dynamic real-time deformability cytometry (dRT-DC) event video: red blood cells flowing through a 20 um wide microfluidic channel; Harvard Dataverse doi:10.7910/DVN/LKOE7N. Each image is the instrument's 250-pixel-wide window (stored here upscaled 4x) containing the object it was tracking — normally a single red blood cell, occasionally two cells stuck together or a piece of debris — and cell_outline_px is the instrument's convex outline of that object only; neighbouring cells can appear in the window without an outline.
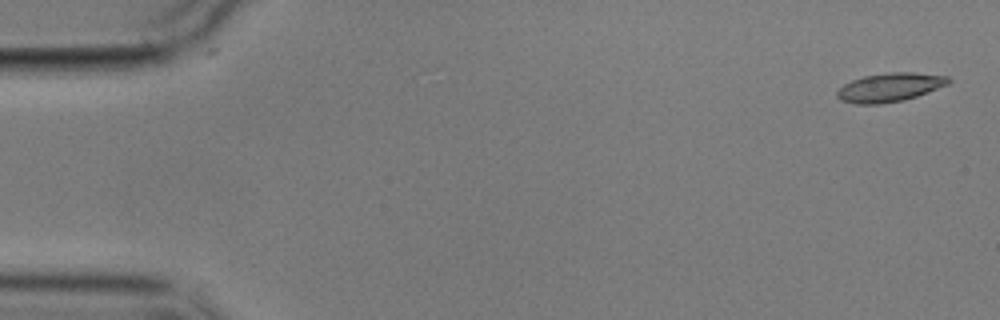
{"species": "common noctule bat (a hibernating species)", "species_latin": "Nyctalus noctula", "temperature_condition": "cold", "stored_images_in_passage": 4, "camera_frame_rate_fps": 3000, "um_per_image_px": 0.085, "animal": {"sex": "male", "body_mass_g": 17.9}, "frame": {"image": 1, "passage_image": 1, "time_ms": 0.0, "image_size_px": [1000, 320], "cell_outline_px": [[952, 80], [948, 84], [916, 96], [904, 100], [880, 104], [856, 104], [840, 100], [836, 96], [836, 92], [844, 84], [852, 80], [864, 76], [892, 72], [916, 72], [948, 76]], "centroid_in_image_um": [75.63, 7.42], "position_along_channel_um": 9.4, "area_um2": 18.61}}
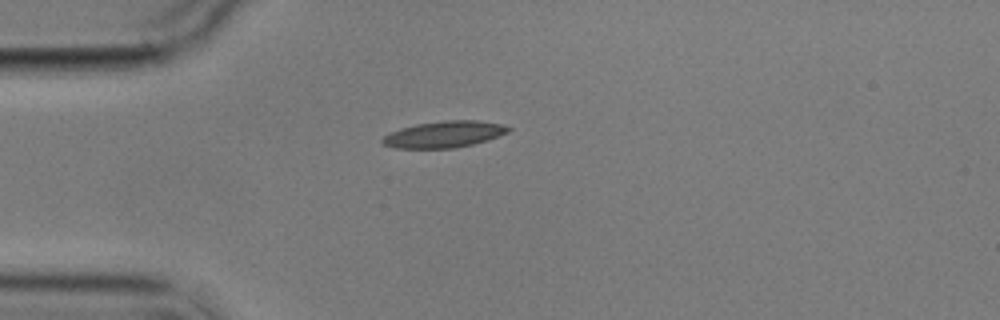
{"frame": {"image": 2, "passage_image": 4, "time_ms": 4.333, "image_size_px": [1000, 320], "cell_outline_px": [[512, 128], [508, 132], [488, 140], [456, 148], [396, 148], [384, 144], [380, 140], [384, 136], [400, 128], [416, 124], [448, 120], [476, 120], [500, 124]], "centroid_in_image_um": [37.75, 11.42], "position_along_channel_um": 47.2, "area_um2": 19.25}}